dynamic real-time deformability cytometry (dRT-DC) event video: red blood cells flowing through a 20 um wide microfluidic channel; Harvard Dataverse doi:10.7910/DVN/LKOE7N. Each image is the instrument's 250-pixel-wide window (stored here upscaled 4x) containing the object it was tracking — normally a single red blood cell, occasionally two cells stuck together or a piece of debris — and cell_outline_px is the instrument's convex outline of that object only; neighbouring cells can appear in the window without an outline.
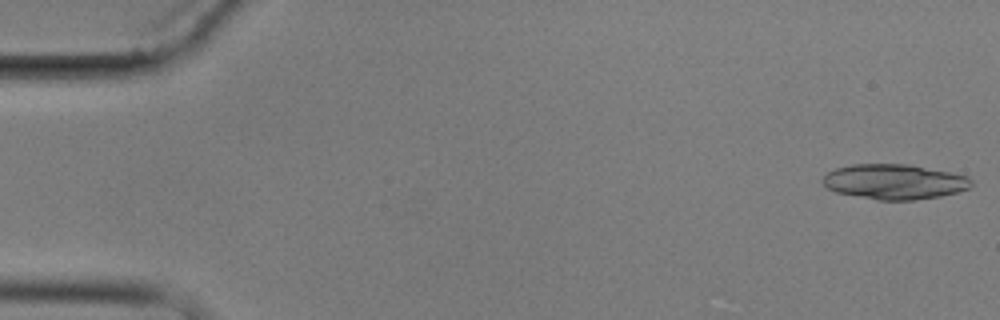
{"species": "common noctule bat (a hibernating species)", "species_latin": "Nyctalus noctula", "temperature_condition": "cold", "stored_images_in_passage": 7, "segment_of_instrument_passage": [1, 2], "camera_frame_rate_fps": 3000, "um_per_image_px": 0.085, "animal": {"sex": "male", "body_mass_g": 17.9}, "frame": {"image": 1, "passage_image": 1, "time_ms": 0.0, "image_size_px": [1000, 320], "cell_outline_px": [[972, 184], [968, 188], [956, 192], [940, 196], [912, 200], [876, 200], [836, 192], [828, 188], [820, 180], [828, 172], [836, 168], [852, 164], [908, 164], [968, 176], [972, 180]], "centroid_in_image_um": [75.99, 15.44], "position_along_channel_um": 9.0, "area_um2": 30.23}}